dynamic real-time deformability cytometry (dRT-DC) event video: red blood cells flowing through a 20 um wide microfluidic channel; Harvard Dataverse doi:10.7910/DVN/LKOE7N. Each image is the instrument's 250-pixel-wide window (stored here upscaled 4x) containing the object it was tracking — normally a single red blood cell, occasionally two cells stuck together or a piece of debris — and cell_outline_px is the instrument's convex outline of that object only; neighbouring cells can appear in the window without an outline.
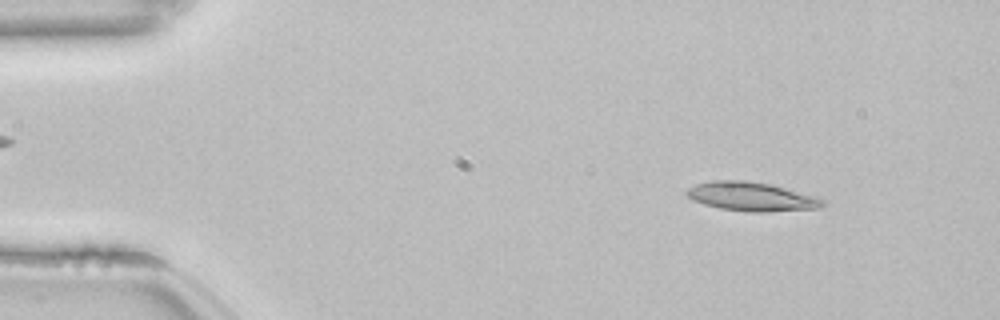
{"species": "common noctule bat (a hibernating species)", "species_latin": "Nyctalus noctula", "temperature_condition": "room temperature", "stored_images_in_passage": 53, "camera_frame_rate_fps": 3000, "um_per_image_px": 0.085, "animal": {"sex": "female", "body_mass_g": 22.7, "forearm_length_mm": 54.2}, "frame": {"image": 1, "passage_image": 6, "time_ms": 1.667, "image_size_px": [1000, 320], "cell_outline_px": [[824, 204], [820, 208], [768, 212], [748, 212], [720, 208], [704, 204], [692, 200], [684, 192], [688, 188], [696, 184], [712, 180], [748, 180], [772, 184], [824, 200]], "centroid_in_image_um": [63.82, 16.71], "position_along_channel_um": 21.2, "area_um2": 22.83}}
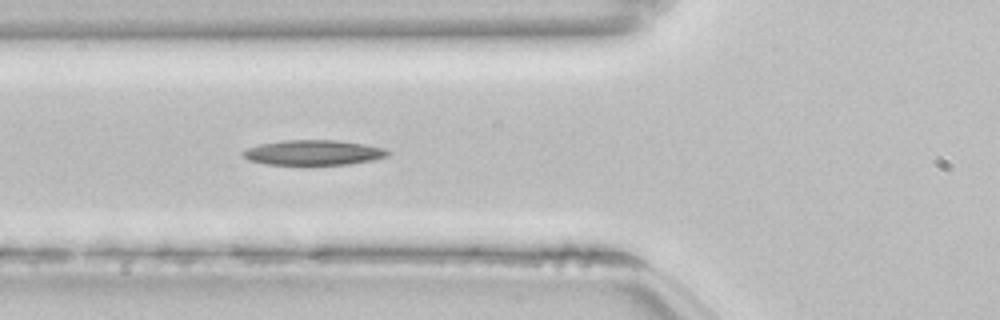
{"frame": {"image": 2, "passage_image": 19, "time_ms": 6.0, "image_size_px": [1000, 320], "cell_outline_px": [[388, 156], [372, 160], [348, 164], [264, 164], [248, 160], [240, 152], [248, 148], [260, 144], [288, 140], [336, 140], [364, 144], [384, 148], [388, 152]], "centroid_in_image_um": [26.62, 12.97], "position_along_channel_um": 99.2, "area_um2": 20.87}}
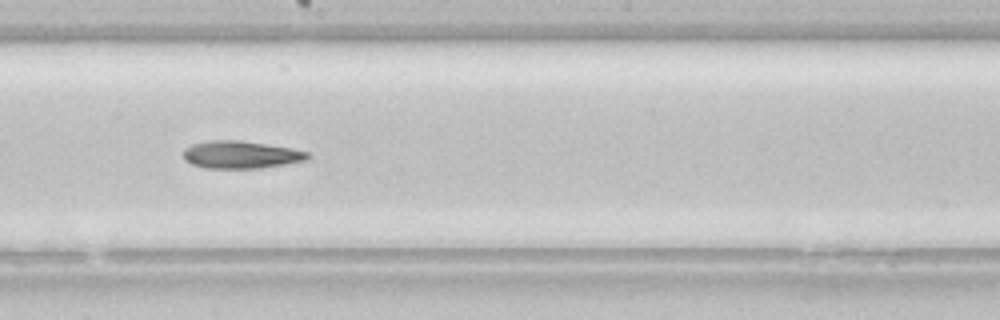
{"frame": {"image": 3, "passage_image": 29, "time_ms": 9.333, "image_size_px": [1000, 320], "cell_outline_px": [[312, 156], [308, 160], [260, 168], [204, 168], [192, 164], [184, 160], [184, 148], [192, 144], [212, 140], [240, 140], [292, 148], [308, 152]], "centroid_in_image_um": [20.49, 13.15], "position_along_channel_um": 227.7, "area_um2": 20.0}}